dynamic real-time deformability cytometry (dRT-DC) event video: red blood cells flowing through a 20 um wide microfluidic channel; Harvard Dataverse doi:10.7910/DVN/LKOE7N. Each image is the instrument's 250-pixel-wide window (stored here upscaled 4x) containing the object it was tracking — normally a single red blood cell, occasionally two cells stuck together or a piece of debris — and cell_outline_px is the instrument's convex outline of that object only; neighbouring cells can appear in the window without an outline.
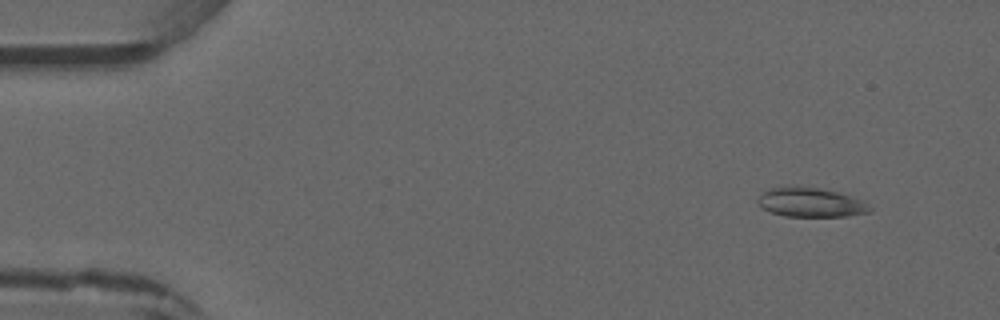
{"species": "common noctule bat (a hibernating species)", "species_latin": "Nyctalus noctula", "temperature_condition": "warm", "stored_images_in_passage": 4, "camera_frame_rate_fps": 3000, "um_per_image_px": 0.085, "animal": {"sex": "male", "forearm_length_mm": 52.5}, "frame": {"image": 1, "passage_image": 1, "time_ms": 0.0, "image_size_px": [1000, 320], "cell_outline_px": [[872, 212], [844, 216], [784, 216], [768, 212], [760, 208], [756, 200], [764, 192], [772, 188], [820, 188], [836, 192], [860, 200], [868, 204], [872, 208]], "centroid_in_image_um": [68.89, 17.24], "position_along_channel_um": 16.1, "area_um2": 18.61}}
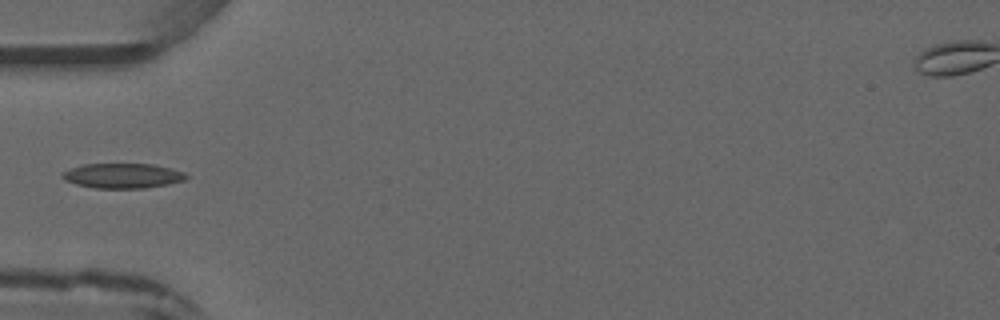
{"frame": {"image": 2, "passage_image": 4, "time_ms": 3.667, "image_size_px": [1000, 320], "cell_outline_px": [[188, 176], [184, 180], [168, 184], [144, 188], [96, 188], [76, 184], [64, 180], [60, 176], [60, 172], [84, 164], [152, 164], [172, 168], [184, 172]], "centroid_in_image_um": [10.41, 14.93], "position_along_channel_um": 74.6, "area_um2": 17.98}}